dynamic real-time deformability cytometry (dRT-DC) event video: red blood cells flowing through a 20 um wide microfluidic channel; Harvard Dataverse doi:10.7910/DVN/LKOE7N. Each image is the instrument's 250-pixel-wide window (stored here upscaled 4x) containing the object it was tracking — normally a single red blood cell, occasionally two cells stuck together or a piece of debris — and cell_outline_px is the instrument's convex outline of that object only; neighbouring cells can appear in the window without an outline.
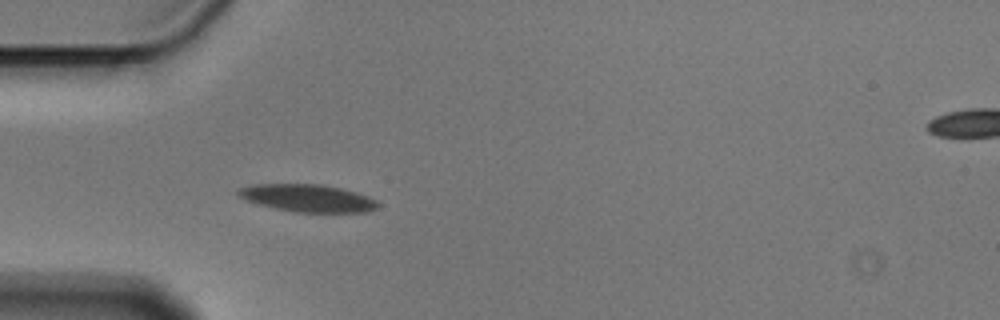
{"species": "Egyptian fruit bat (a non-hibernating species)", "species_latin": "Rousettus aegyptiacus", "temperature_condition": "cold", "stored_images_in_passage": 6, "segment_of_instrument_passage": [1, 2], "camera_frame_rate_fps": 3000, "um_per_image_px": 0.085, "animal": {"sex": "male"}, "frame": {"image": 1, "passage_image": 5, "time_ms": 1.333, "image_size_px": [1000, 320], "cell_outline_px": [[380, 204], [376, 208], [368, 212], [296, 212], [276, 208], [260, 204], [248, 200], [240, 196], [236, 192], [236, 188], [252, 184], [324, 184], [356, 192], [368, 196], [376, 200]], "centroid_in_image_um": [26.17, 16.83], "position_along_channel_um": 58.8, "area_um2": 22.31}}